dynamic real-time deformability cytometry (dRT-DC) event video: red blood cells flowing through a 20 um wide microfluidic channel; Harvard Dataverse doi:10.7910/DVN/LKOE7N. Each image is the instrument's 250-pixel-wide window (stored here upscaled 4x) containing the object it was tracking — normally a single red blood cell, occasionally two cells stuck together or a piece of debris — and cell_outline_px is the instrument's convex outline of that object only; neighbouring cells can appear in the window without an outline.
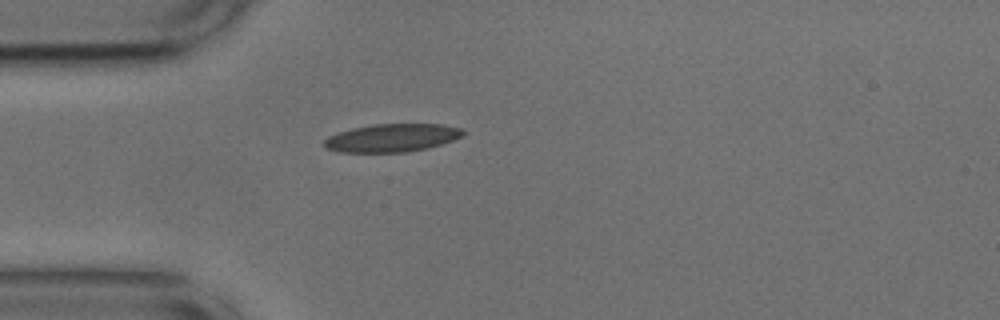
{"species": "common noctule bat (a hibernating species)", "species_latin": "Nyctalus noctula", "temperature_condition": "cold", "stored_images_in_passage": 40, "camera_frame_rate_fps": 3000, "um_per_image_px": 0.085, "animal": {"sex": "male", "body_mass_g": 17.9, "forearm_length_mm": 54.2}, "frame": {"image": 1, "passage_image": 1, "time_ms": 0.0, "image_size_px": [1000, 320], "cell_outline_px": [[464, 136], [428, 148], [404, 152], [340, 152], [324, 148], [324, 140], [328, 136], [352, 128], [372, 124], [440, 124], [460, 128], [464, 132]], "centroid_in_image_um": [33.29, 11.72], "position_along_channel_um": 51.7, "area_um2": 22.6}}
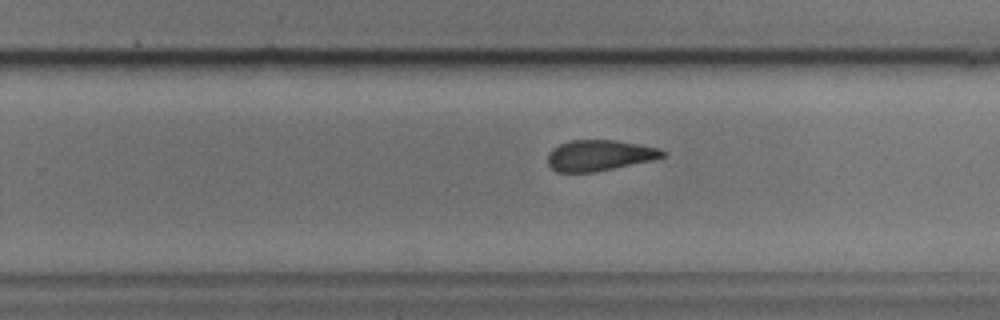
{"frame": {"image": 2, "passage_image": 20, "time_ms": 6.333, "image_size_px": [1000, 320], "cell_outline_px": [[664, 156], [652, 160], [596, 172], [556, 172], [548, 164], [548, 152], [552, 148], [560, 144], [572, 140], [616, 140], [660, 148], [664, 152]], "centroid_in_image_um": [50.92, 13.21], "position_along_channel_um": 278.9, "area_um2": 20.58}}
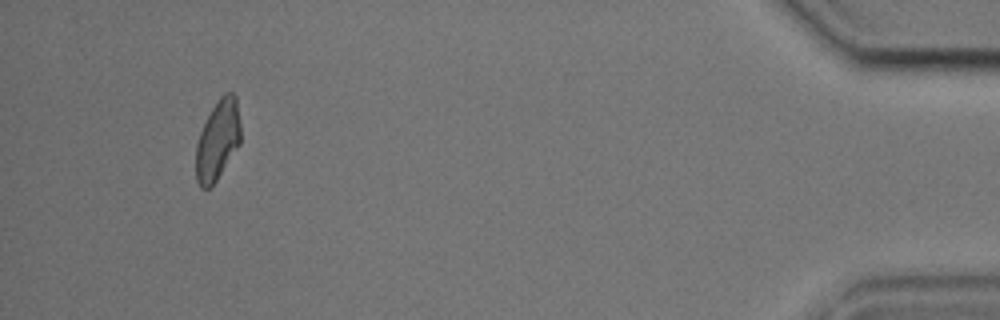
{"frame": {"image": 3, "passage_image": 37, "time_ms": 12.0, "image_size_px": [1000, 320], "cell_outline_px": [[240, 144], [216, 180], [208, 188], [200, 188], [196, 180], [196, 144], [200, 132], [212, 108], [220, 96], [224, 92], [232, 92], [236, 96], [240, 124]], "centroid_in_image_um": [18.5, 11.89], "position_along_channel_um": 416.7, "area_um2": 20.69}, "authors_computed_cell_mechanics": {"area_um2": 21.5305, "velocity_mm_per_s": 3.6972, "shape_relaxation_time_tau1_ms": 6.8599, "shape_relaxation_time_tau2_ms": 2.7294, "deformation_change_tau1": 0.1908, "deformation_change_tau2": 0.1095}}